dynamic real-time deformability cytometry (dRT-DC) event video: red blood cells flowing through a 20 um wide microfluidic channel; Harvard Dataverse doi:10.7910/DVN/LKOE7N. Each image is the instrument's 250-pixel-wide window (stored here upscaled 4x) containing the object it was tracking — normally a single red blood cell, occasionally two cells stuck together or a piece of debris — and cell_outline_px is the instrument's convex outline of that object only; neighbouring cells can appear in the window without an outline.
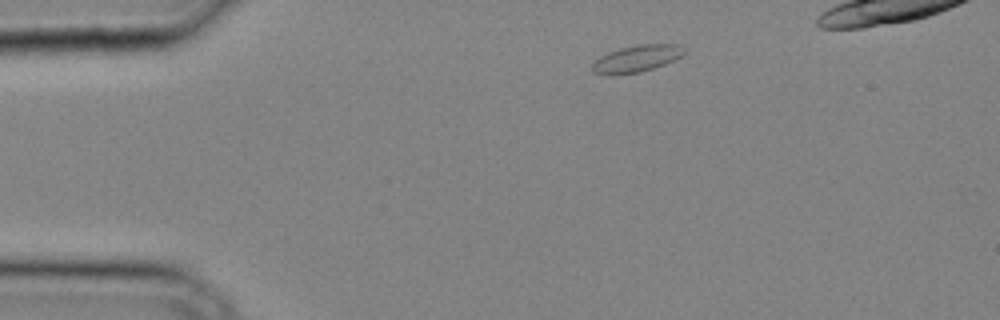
{"species": "common noctule bat (a hibernating species)", "species_latin": "Nyctalus noctula", "temperature_condition": "cold", "stored_images_in_passage": 26, "camera_frame_rate_fps": 3000, "um_per_image_px": 0.085, "animal": {"sex": "male", "body_mass_g": 20.4}, "frame": {"image": 1, "passage_image": 1, "time_ms": 0.0, "image_size_px": [1000, 320], "cell_outline_px": [[684, 52], [680, 56], [664, 64], [640, 72], [612, 76], [608, 76], [592, 72], [592, 64], [600, 56], [608, 52], [620, 48], [640, 44], [680, 44], [684, 48]], "centroid_in_image_um": [54.06, 4.99], "position_along_channel_um": 30.9, "area_um2": 14.39}}
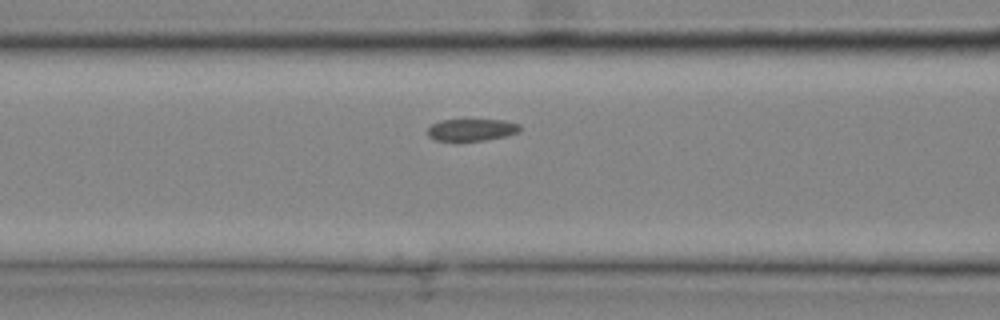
{"frame": {"image": 2, "passage_image": 9, "time_ms": 2.667, "image_size_px": [1000, 320], "cell_outline_px": [[520, 132], [508, 136], [484, 140], [436, 140], [428, 136], [428, 128], [432, 124], [440, 120], [504, 120], [520, 124]], "centroid_in_image_um": [40.13, 11.03], "position_along_channel_um": 126.5, "area_um2": 11.79}}
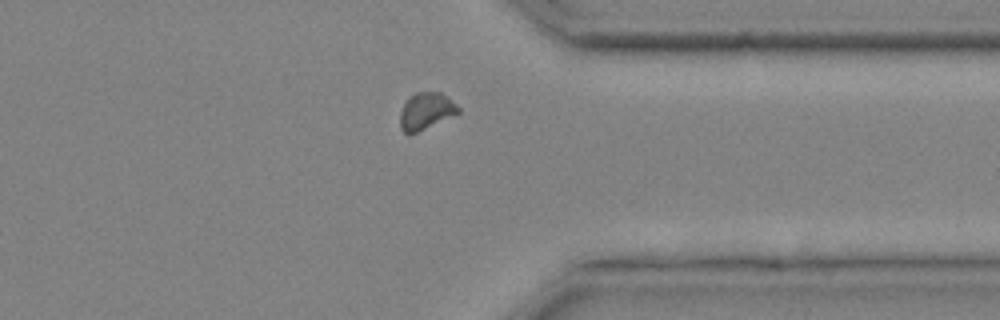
{"frame": {"image": 3, "passage_image": 23, "time_ms": 7.333, "image_size_px": [1000, 320], "cell_outline_px": [[460, 112], [408, 136], [400, 128], [400, 112], [404, 104], [416, 92], [440, 92], [456, 104], [460, 108]], "centroid_in_image_um": [36.19, 9.46], "position_along_channel_um": 375.2, "area_um2": 12.25}}